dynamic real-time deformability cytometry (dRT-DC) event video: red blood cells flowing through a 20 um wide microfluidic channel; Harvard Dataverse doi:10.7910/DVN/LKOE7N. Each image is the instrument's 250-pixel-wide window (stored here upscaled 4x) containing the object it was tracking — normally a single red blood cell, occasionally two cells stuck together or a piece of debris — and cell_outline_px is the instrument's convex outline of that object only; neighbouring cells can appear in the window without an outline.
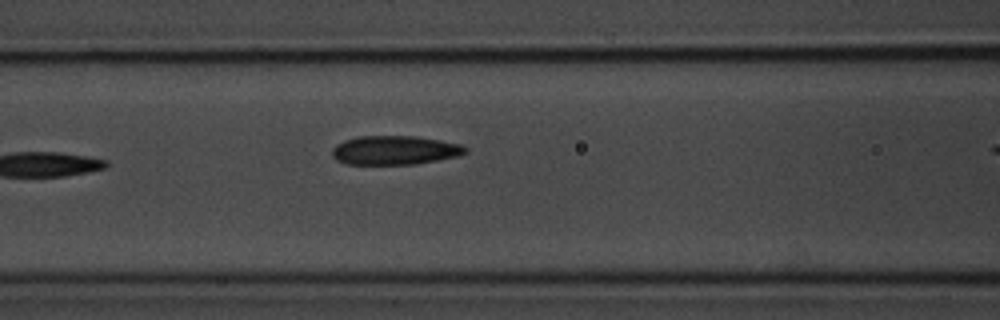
{"species": "common noctule bat (a hibernating species)", "species_latin": "Nyctalus noctula", "temperature_condition": "room temperature", "stored_images_in_passage": 5, "segment_of_instrument_passage": [1, 2], "camera_frame_rate_fps": 3000, "um_per_image_px": 0.085, "animal": {"sex": "male", "body_mass_g": 20.1, "forearm_length_mm": 53.5}, "frame": {"image": 1, "passage_image": 4, "time_ms": 3.333, "image_size_px": [1000, 320], "cell_outline_px": [[468, 152], [460, 156], [416, 164], [344, 164], [336, 160], [332, 156], [332, 148], [336, 144], [344, 140], [356, 136], [416, 136], [440, 140], [460, 144], [468, 148]], "centroid_in_image_um": [33.55, 12.77], "position_along_channel_um": 133.0, "area_um2": 22.77}}